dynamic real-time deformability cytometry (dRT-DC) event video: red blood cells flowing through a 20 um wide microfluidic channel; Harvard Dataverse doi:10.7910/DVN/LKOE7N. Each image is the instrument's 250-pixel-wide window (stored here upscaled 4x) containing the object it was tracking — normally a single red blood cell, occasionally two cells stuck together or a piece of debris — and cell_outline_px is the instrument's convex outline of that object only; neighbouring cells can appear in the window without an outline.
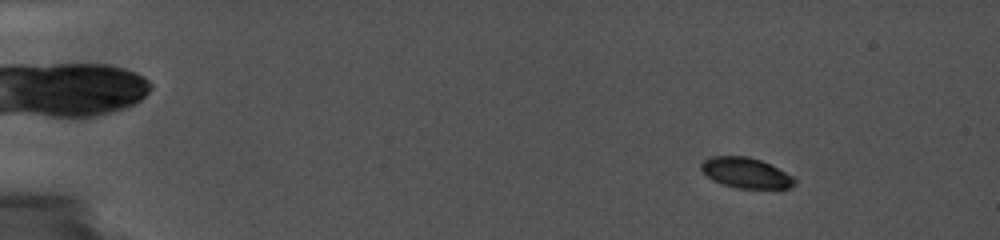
{"species": "common noctule bat (a hibernating species)", "species_latin": "Nyctalus noctula", "temperature_condition": "cold", "stored_images_in_passage": 34, "camera_frame_rate_fps": 5000, "um_per_image_px": 0.085, "animal": {"sex": "female", "body_mass_g": 19.0, "forearm_length_mm": 56.7}, "frame": {"image": 1, "passage_image": 3, "time_ms": 2.0, "image_size_px": [1000, 240], "cell_outline_px": [[796, 184], [788, 188], [736, 188], [712, 180], [700, 168], [700, 164], [704, 160], [712, 156], [748, 156], [760, 160], [792, 176], [796, 180]], "centroid_in_image_um": [63.38, 14.69], "position_along_channel_um": 21.6, "area_um2": 16.3}}
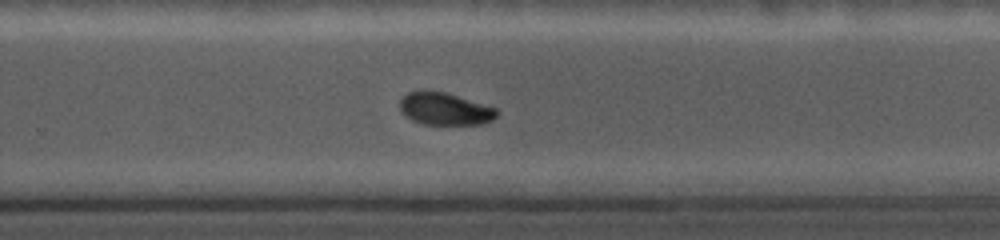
{"frame": {"image": 2, "passage_image": 29, "time_ms": 12.6, "image_size_px": [1000, 240], "cell_outline_px": [[500, 112], [492, 120], [480, 124], [424, 124], [412, 120], [400, 108], [400, 100], [408, 92], [420, 88], [424, 88], [444, 92], [496, 108]], "centroid_in_image_um": [37.79, 9.22], "position_along_channel_um": 292.0, "area_um2": 18.26}}
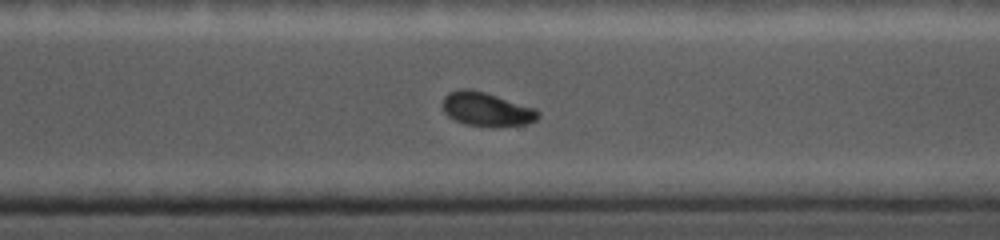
{"frame": {"image": 3, "passage_image": 31, "time_ms": 13.6, "image_size_px": [1000, 240], "cell_outline_px": [[540, 116], [536, 120], [524, 124], [464, 124], [448, 116], [444, 112], [440, 104], [444, 96], [448, 92], [460, 88], [472, 88], [536, 108], [540, 112]], "centroid_in_image_um": [41.29, 9.22], "position_along_channel_um": 329.3, "area_um2": 18.5}}